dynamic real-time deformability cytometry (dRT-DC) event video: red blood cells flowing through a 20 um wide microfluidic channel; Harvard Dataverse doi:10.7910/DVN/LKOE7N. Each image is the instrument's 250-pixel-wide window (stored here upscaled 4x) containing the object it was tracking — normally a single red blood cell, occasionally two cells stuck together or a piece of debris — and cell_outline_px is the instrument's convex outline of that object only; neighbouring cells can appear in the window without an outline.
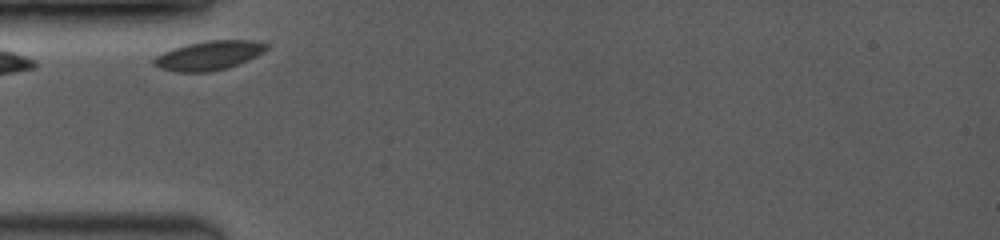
{"species": "common noctule bat (a hibernating species)", "species_latin": "Nyctalus noctula", "temperature_condition": "room temperature", "stored_images_in_passage": 7, "camera_frame_rate_fps": 3500, "um_per_image_px": 0.085, "animal": {"sex": "female", "body_mass_g": 19.0, "forearm_length_mm": 53.3}, "frame": {"image": 1, "passage_image": 1, "time_ms": 0.0, "image_size_px": [1000, 240], "cell_outline_px": [[268, 48], [264, 52], [256, 56], [228, 68], [212, 72], [176, 72], [160, 68], [152, 64], [152, 60], [156, 56], [172, 48], [184, 44], [208, 40], [252, 40], [268, 44]], "centroid_in_image_um": [17.73, 4.71], "position_along_channel_um": 67.3, "area_um2": 19.31}}